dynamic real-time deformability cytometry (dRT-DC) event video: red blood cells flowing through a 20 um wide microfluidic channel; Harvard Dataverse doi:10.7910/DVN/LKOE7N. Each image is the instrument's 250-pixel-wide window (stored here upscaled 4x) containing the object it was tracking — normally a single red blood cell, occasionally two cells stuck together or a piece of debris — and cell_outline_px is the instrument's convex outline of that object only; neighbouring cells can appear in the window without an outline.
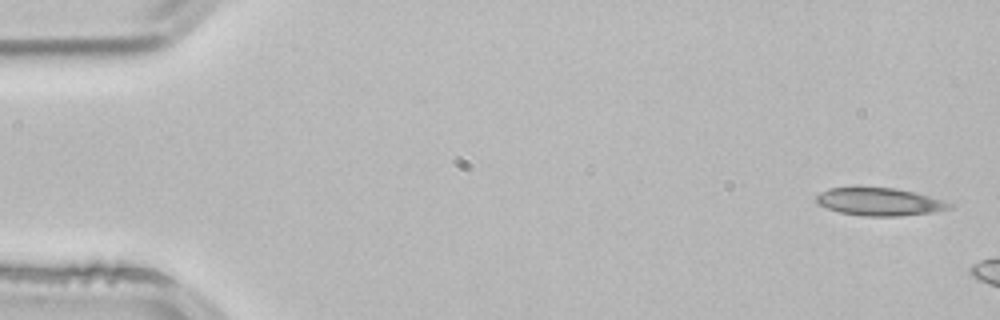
{"species": "common noctule bat (a hibernating species)", "species_latin": "Nyctalus noctula", "temperature_condition": "room temperature", "stored_images_in_passage": 3, "camera_frame_rate_fps": 3000, "um_per_image_px": 0.085, "animal": {"sex": "male", "body_mass_g": 21.5, "forearm_length_mm": 52.0}, "frame": {"image": 1, "passage_image": 1, "time_ms": 0.0, "image_size_px": [1000, 320], "cell_outline_px": [[952, 208], [936, 212], [900, 216], [864, 216], [840, 212], [828, 208], [820, 204], [816, 200], [816, 196], [820, 192], [828, 188], [896, 188], [916, 192], [944, 200], [952, 204]], "centroid_in_image_um": [74.82, 17.15], "position_along_channel_um": 10.2, "area_um2": 21.44}}
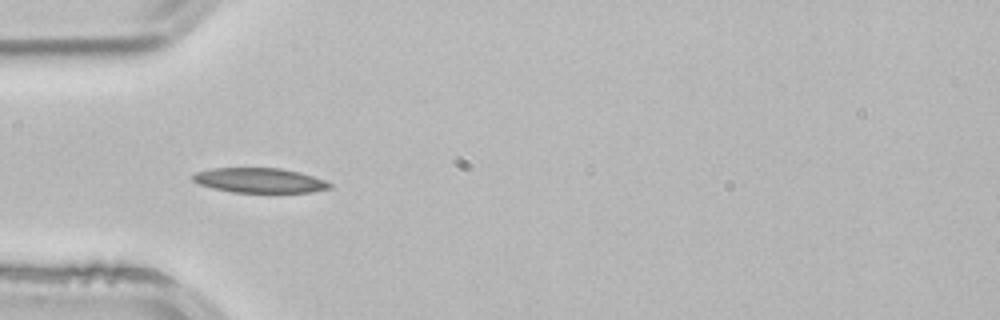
{"frame": {"image": 2, "passage_image": 3, "time_ms": 0.667, "image_size_px": [1000, 320], "cell_outline_px": [[332, 188], [312, 192], [232, 192], [212, 188], [200, 184], [192, 180], [192, 176], [196, 172], [212, 168], [280, 168], [300, 172], [324, 180], [332, 184]], "centroid_in_image_um": [22.07, 15.33], "position_along_channel_um": 62.9, "area_um2": 19.71}}